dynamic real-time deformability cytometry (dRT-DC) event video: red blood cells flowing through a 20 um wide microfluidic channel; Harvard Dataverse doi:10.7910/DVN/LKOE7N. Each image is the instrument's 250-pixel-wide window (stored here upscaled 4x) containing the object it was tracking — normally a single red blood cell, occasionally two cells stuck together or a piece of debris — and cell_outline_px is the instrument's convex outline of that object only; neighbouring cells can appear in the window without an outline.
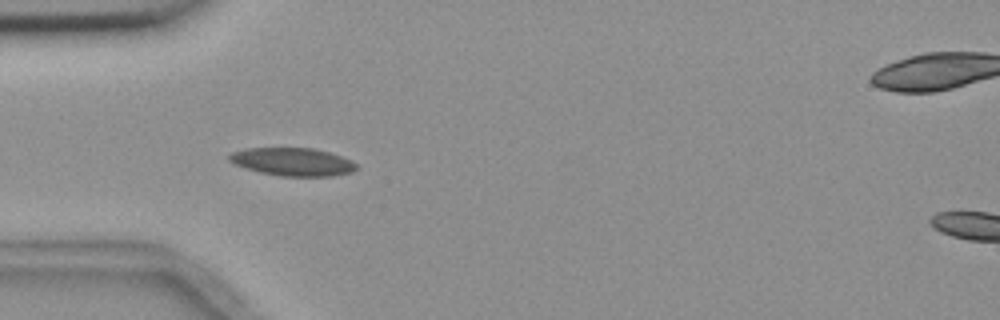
{"species": "common noctule bat (a hibernating species)", "species_latin": "Nyctalus noctula", "temperature_condition": "room temperature", "stored_images_in_passage": 2, "camera_frame_rate_fps": 3000, "um_per_image_px": 0.085, "animal": {"sex": "female", "body_mass_g": 18.4}, "frame": {"image": 1, "passage_image": 1, "time_ms": 0.0, "image_size_px": [1000, 320], "cell_outline_px": [[360, 168], [352, 172], [332, 176], [280, 176], [260, 172], [236, 164], [228, 160], [228, 156], [232, 152], [244, 148], [312, 148], [328, 152], [352, 160]], "centroid_in_image_um": [24.9, 13.75], "position_along_channel_um": 60.1, "area_um2": 20.69}}